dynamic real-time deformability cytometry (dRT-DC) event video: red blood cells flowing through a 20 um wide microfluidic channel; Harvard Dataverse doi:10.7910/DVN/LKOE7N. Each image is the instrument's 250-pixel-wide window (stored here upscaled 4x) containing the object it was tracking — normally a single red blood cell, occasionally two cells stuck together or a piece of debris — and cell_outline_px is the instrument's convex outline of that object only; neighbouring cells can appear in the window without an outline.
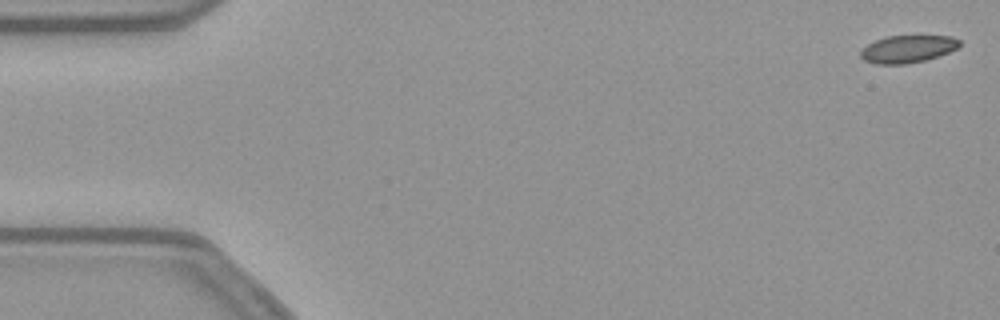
{"species": "common noctule bat (a hibernating species)", "species_latin": "Nyctalus noctula", "temperature_condition": "warm", "stored_images_in_passage": 9, "camera_frame_rate_fps": 3000, "um_per_image_px": 0.085, "animal": {"sex": "female", "body_mass_g": 21.9}, "frame": {"image": 1, "passage_image": 1, "time_ms": 0.0, "image_size_px": [1000, 320], "cell_outline_px": [[960, 44], [956, 48], [948, 52], [924, 60], [904, 64], [876, 64], [864, 60], [860, 56], [860, 52], [868, 44], [884, 36], [952, 36], [960, 40]], "centroid_in_image_um": [77.13, 4.16], "position_along_channel_um": 7.9, "area_um2": 15.61}}